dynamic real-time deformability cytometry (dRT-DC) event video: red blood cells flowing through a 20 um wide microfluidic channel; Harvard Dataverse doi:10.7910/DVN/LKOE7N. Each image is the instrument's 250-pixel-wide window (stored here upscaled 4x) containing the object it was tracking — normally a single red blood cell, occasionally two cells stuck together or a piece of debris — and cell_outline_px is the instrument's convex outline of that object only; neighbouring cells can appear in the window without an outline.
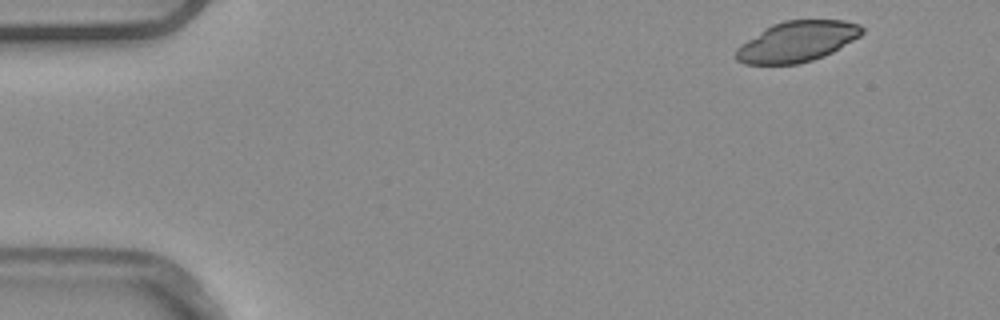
{"species": "common noctule bat (a hibernating species)", "species_latin": "Nyctalus noctula", "temperature_condition": "warm", "stored_images_in_passage": 4, "camera_frame_rate_fps": 3000, "um_per_image_px": 0.085, "animal": {"sex": "male", "body_mass_g": 20.4}, "frame": {"image": 1, "passage_image": 4, "time_ms": 1.0, "image_size_px": [1000, 320], "cell_outline_px": [[864, 32], [860, 36], [832, 52], [824, 56], [812, 60], [796, 64], [744, 64], [736, 60], [736, 48], [764, 28], [772, 24], [784, 20], [844, 20], [860, 24], [864, 28]], "centroid_in_image_um": [67.76, 3.52], "position_along_channel_um": 17.2, "area_um2": 29.77}}